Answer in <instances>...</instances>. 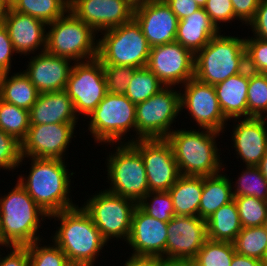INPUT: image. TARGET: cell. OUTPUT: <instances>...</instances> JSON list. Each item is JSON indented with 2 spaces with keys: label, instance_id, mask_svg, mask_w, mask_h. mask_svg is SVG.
<instances>
[{
  "label": "cell",
  "instance_id": "cell-36",
  "mask_svg": "<svg viewBox=\"0 0 267 266\" xmlns=\"http://www.w3.org/2000/svg\"><path fill=\"white\" fill-rule=\"evenodd\" d=\"M235 253L233 243L207 239L194 261L197 266H230Z\"/></svg>",
  "mask_w": 267,
  "mask_h": 266
},
{
  "label": "cell",
  "instance_id": "cell-31",
  "mask_svg": "<svg viewBox=\"0 0 267 266\" xmlns=\"http://www.w3.org/2000/svg\"><path fill=\"white\" fill-rule=\"evenodd\" d=\"M9 7L23 14H28L43 21L52 23L69 10L68 0H14Z\"/></svg>",
  "mask_w": 267,
  "mask_h": 266
},
{
  "label": "cell",
  "instance_id": "cell-30",
  "mask_svg": "<svg viewBox=\"0 0 267 266\" xmlns=\"http://www.w3.org/2000/svg\"><path fill=\"white\" fill-rule=\"evenodd\" d=\"M235 201L221 206L206 220L207 239L233 243L242 229Z\"/></svg>",
  "mask_w": 267,
  "mask_h": 266
},
{
  "label": "cell",
  "instance_id": "cell-42",
  "mask_svg": "<svg viewBox=\"0 0 267 266\" xmlns=\"http://www.w3.org/2000/svg\"><path fill=\"white\" fill-rule=\"evenodd\" d=\"M24 160L21 156V142L0 130V169L15 170Z\"/></svg>",
  "mask_w": 267,
  "mask_h": 266
},
{
  "label": "cell",
  "instance_id": "cell-51",
  "mask_svg": "<svg viewBox=\"0 0 267 266\" xmlns=\"http://www.w3.org/2000/svg\"><path fill=\"white\" fill-rule=\"evenodd\" d=\"M230 266H267V262L235 253Z\"/></svg>",
  "mask_w": 267,
  "mask_h": 266
},
{
  "label": "cell",
  "instance_id": "cell-39",
  "mask_svg": "<svg viewBox=\"0 0 267 266\" xmlns=\"http://www.w3.org/2000/svg\"><path fill=\"white\" fill-rule=\"evenodd\" d=\"M40 242L41 240L27 245L29 266H68L70 264L66 254L55 243L43 245Z\"/></svg>",
  "mask_w": 267,
  "mask_h": 266
},
{
  "label": "cell",
  "instance_id": "cell-9",
  "mask_svg": "<svg viewBox=\"0 0 267 266\" xmlns=\"http://www.w3.org/2000/svg\"><path fill=\"white\" fill-rule=\"evenodd\" d=\"M115 148L106 157L107 177L111 183L105 190L138 203L149 193L142 156L131 143H121Z\"/></svg>",
  "mask_w": 267,
  "mask_h": 266
},
{
  "label": "cell",
  "instance_id": "cell-5",
  "mask_svg": "<svg viewBox=\"0 0 267 266\" xmlns=\"http://www.w3.org/2000/svg\"><path fill=\"white\" fill-rule=\"evenodd\" d=\"M246 68L245 38L219 32L195 54L194 78L215 86Z\"/></svg>",
  "mask_w": 267,
  "mask_h": 266
},
{
  "label": "cell",
  "instance_id": "cell-48",
  "mask_svg": "<svg viewBox=\"0 0 267 266\" xmlns=\"http://www.w3.org/2000/svg\"><path fill=\"white\" fill-rule=\"evenodd\" d=\"M260 0H231L235 16L242 22L248 24L255 16Z\"/></svg>",
  "mask_w": 267,
  "mask_h": 266
},
{
  "label": "cell",
  "instance_id": "cell-25",
  "mask_svg": "<svg viewBox=\"0 0 267 266\" xmlns=\"http://www.w3.org/2000/svg\"><path fill=\"white\" fill-rule=\"evenodd\" d=\"M250 70L245 69L214 86L223 115L230 121L234 118H247V94Z\"/></svg>",
  "mask_w": 267,
  "mask_h": 266
},
{
  "label": "cell",
  "instance_id": "cell-47",
  "mask_svg": "<svg viewBox=\"0 0 267 266\" xmlns=\"http://www.w3.org/2000/svg\"><path fill=\"white\" fill-rule=\"evenodd\" d=\"M10 252L3 256L0 252V266H29L27 246H9ZM3 256V257H2Z\"/></svg>",
  "mask_w": 267,
  "mask_h": 266
},
{
  "label": "cell",
  "instance_id": "cell-53",
  "mask_svg": "<svg viewBox=\"0 0 267 266\" xmlns=\"http://www.w3.org/2000/svg\"><path fill=\"white\" fill-rule=\"evenodd\" d=\"M9 5L5 0H0V27L4 25L5 15Z\"/></svg>",
  "mask_w": 267,
  "mask_h": 266
},
{
  "label": "cell",
  "instance_id": "cell-38",
  "mask_svg": "<svg viewBox=\"0 0 267 266\" xmlns=\"http://www.w3.org/2000/svg\"><path fill=\"white\" fill-rule=\"evenodd\" d=\"M138 206L149 216L163 222H169L175 216L173 200L168 191L149 192L138 202Z\"/></svg>",
  "mask_w": 267,
  "mask_h": 266
},
{
  "label": "cell",
  "instance_id": "cell-21",
  "mask_svg": "<svg viewBox=\"0 0 267 266\" xmlns=\"http://www.w3.org/2000/svg\"><path fill=\"white\" fill-rule=\"evenodd\" d=\"M31 57L28 68L23 72L39 93L65 90L72 69V60L39 50Z\"/></svg>",
  "mask_w": 267,
  "mask_h": 266
},
{
  "label": "cell",
  "instance_id": "cell-32",
  "mask_svg": "<svg viewBox=\"0 0 267 266\" xmlns=\"http://www.w3.org/2000/svg\"><path fill=\"white\" fill-rule=\"evenodd\" d=\"M233 244L236 253L267 262V233L262 226L242 228Z\"/></svg>",
  "mask_w": 267,
  "mask_h": 266
},
{
  "label": "cell",
  "instance_id": "cell-18",
  "mask_svg": "<svg viewBox=\"0 0 267 266\" xmlns=\"http://www.w3.org/2000/svg\"><path fill=\"white\" fill-rule=\"evenodd\" d=\"M69 10L97 33L134 18V9L126 0H70Z\"/></svg>",
  "mask_w": 267,
  "mask_h": 266
},
{
  "label": "cell",
  "instance_id": "cell-11",
  "mask_svg": "<svg viewBox=\"0 0 267 266\" xmlns=\"http://www.w3.org/2000/svg\"><path fill=\"white\" fill-rule=\"evenodd\" d=\"M137 205L138 203L132 199L101 190L89 197L82 207L109 243L113 238L127 241Z\"/></svg>",
  "mask_w": 267,
  "mask_h": 266
},
{
  "label": "cell",
  "instance_id": "cell-44",
  "mask_svg": "<svg viewBox=\"0 0 267 266\" xmlns=\"http://www.w3.org/2000/svg\"><path fill=\"white\" fill-rule=\"evenodd\" d=\"M203 9L220 30V23H230L234 19L239 21L234 14L231 0H207Z\"/></svg>",
  "mask_w": 267,
  "mask_h": 266
},
{
  "label": "cell",
  "instance_id": "cell-20",
  "mask_svg": "<svg viewBox=\"0 0 267 266\" xmlns=\"http://www.w3.org/2000/svg\"><path fill=\"white\" fill-rule=\"evenodd\" d=\"M134 19L150 47L175 41L179 19L164 0H151L134 9Z\"/></svg>",
  "mask_w": 267,
  "mask_h": 266
},
{
  "label": "cell",
  "instance_id": "cell-3",
  "mask_svg": "<svg viewBox=\"0 0 267 266\" xmlns=\"http://www.w3.org/2000/svg\"><path fill=\"white\" fill-rule=\"evenodd\" d=\"M45 217L49 215L17 182L10 192L0 197V241L8 249L43 240L39 228Z\"/></svg>",
  "mask_w": 267,
  "mask_h": 266
},
{
  "label": "cell",
  "instance_id": "cell-54",
  "mask_svg": "<svg viewBox=\"0 0 267 266\" xmlns=\"http://www.w3.org/2000/svg\"><path fill=\"white\" fill-rule=\"evenodd\" d=\"M257 167L267 181V152L265 153L264 157L261 159Z\"/></svg>",
  "mask_w": 267,
  "mask_h": 266
},
{
  "label": "cell",
  "instance_id": "cell-16",
  "mask_svg": "<svg viewBox=\"0 0 267 266\" xmlns=\"http://www.w3.org/2000/svg\"><path fill=\"white\" fill-rule=\"evenodd\" d=\"M76 125L77 123L30 124L26 137L21 141V156L63 160Z\"/></svg>",
  "mask_w": 267,
  "mask_h": 266
},
{
  "label": "cell",
  "instance_id": "cell-52",
  "mask_svg": "<svg viewBox=\"0 0 267 266\" xmlns=\"http://www.w3.org/2000/svg\"><path fill=\"white\" fill-rule=\"evenodd\" d=\"M164 266H197L194 260L164 259Z\"/></svg>",
  "mask_w": 267,
  "mask_h": 266
},
{
  "label": "cell",
  "instance_id": "cell-46",
  "mask_svg": "<svg viewBox=\"0 0 267 266\" xmlns=\"http://www.w3.org/2000/svg\"><path fill=\"white\" fill-rule=\"evenodd\" d=\"M253 36L267 40V0H260L254 18L247 24Z\"/></svg>",
  "mask_w": 267,
  "mask_h": 266
},
{
  "label": "cell",
  "instance_id": "cell-8",
  "mask_svg": "<svg viewBox=\"0 0 267 266\" xmlns=\"http://www.w3.org/2000/svg\"><path fill=\"white\" fill-rule=\"evenodd\" d=\"M87 118L88 130L97 144L111 143L114 147L117 142L126 143L123 139L127 132L136 134V104L125 95L107 93Z\"/></svg>",
  "mask_w": 267,
  "mask_h": 266
},
{
  "label": "cell",
  "instance_id": "cell-1",
  "mask_svg": "<svg viewBox=\"0 0 267 266\" xmlns=\"http://www.w3.org/2000/svg\"><path fill=\"white\" fill-rule=\"evenodd\" d=\"M52 218L60 221V226L51 236L52 242L66 254L69 262L94 266L108 242L84 208L77 205L49 215L48 219Z\"/></svg>",
  "mask_w": 267,
  "mask_h": 266
},
{
  "label": "cell",
  "instance_id": "cell-34",
  "mask_svg": "<svg viewBox=\"0 0 267 266\" xmlns=\"http://www.w3.org/2000/svg\"><path fill=\"white\" fill-rule=\"evenodd\" d=\"M163 87L164 85L151 70L147 67L138 68L133 74L125 96L137 104L149 99Z\"/></svg>",
  "mask_w": 267,
  "mask_h": 266
},
{
  "label": "cell",
  "instance_id": "cell-17",
  "mask_svg": "<svg viewBox=\"0 0 267 266\" xmlns=\"http://www.w3.org/2000/svg\"><path fill=\"white\" fill-rule=\"evenodd\" d=\"M166 259L194 260L207 240L206 221L198 216H174L167 227Z\"/></svg>",
  "mask_w": 267,
  "mask_h": 266
},
{
  "label": "cell",
  "instance_id": "cell-23",
  "mask_svg": "<svg viewBox=\"0 0 267 266\" xmlns=\"http://www.w3.org/2000/svg\"><path fill=\"white\" fill-rule=\"evenodd\" d=\"M267 118H237L233 126L232 141L237 158H241L245 166H257L267 152ZM240 120V121H239Z\"/></svg>",
  "mask_w": 267,
  "mask_h": 266
},
{
  "label": "cell",
  "instance_id": "cell-57",
  "mask_svg": "<svg viewBox=\"0 0 267 266\" xmlns=\"http://www.w3.org/2000/svg\"><path fill=\"white\" fill-rule=\"evenodd\" d=\"M262 227H263L264 231L267 233V215H266V218L263 221Z\"/></svg>",
  "mask_w": 267,
  "mask_h": 266
},
{
  "label": "cell",
  "instance_id": "cell-58",
  "mask_svg": "<svg viewBox=\"0 0 267 266\" xmlns=\"http://www.w3.org/2000/svg\"><path fill=\"white\" fill-rule=\"evenodd\" d=\"M68 266H88V265H84V264H69Z\"/></svg>",
  "mask_w": 267,
  "mask_h": 266
},
{
  "label": "cell",
  "instance_id": "cell-2",
  "mask_svg": "<svg viewBox=\"0 0 267 266\" xmlns=\"http://www.w3.org/2000/svg\"><path fill=\"white\" fill-rule=\"evenodd\" d=\"M29 175H19L18 183L48 215L76 207L69 198V173L62 159L32 158ZM70 175V176H69ZM25 176V177H24Z\"/></svg>",
  "mask_w": 267,
  "mask_h": 266
},
{
  "label": "cell",
  "instance_id": "cell-43",
  "mask_svg": "<svg viewBox=\"0 0 267 266\" xmlns=\"http://www.w3.org/2000/svg\"><path fill=\"white\" fill-rule=\"evenodd\" d=\"M247 69L263 73L267 70V40L248 37L245 38Z\"/></svg>",
  "mask_w": 267,
  "mask_h": 266
},
{
  "label": "cell",
  "instance_id": "cell-45",
  "mask_svg": "<svg viewBox=\"0 0 267 266\" xmlns=\"http://www.w3.org/2000/svg\"><path fill=\"white\" fill-rule=\"evenodd\" d=\"M12 41L8 35L6 27H0V74L9 73L13 55L15 54Z\"/></svg>",
  "mask_w": 267,
  "mask_h": 266
},
{
  "label": "cell",
  "instance_id": "cell-14",
  "mask_svg": "<svg viewBox=\"0 0 267 266\" xmlns=\"http://www.w3.org/2000/svg\"><path fill=\"white\" fill-rule=\"evenodd\" d=\"M195 55L177 41L151 47L146 67L164 86L184 85L194 78Z\"/></svg>",
  "mask_w": 267,
  "mask_h": 266
},
{
  "label": "cell",
  "instance_id": "cell-29",
  "mask_svg": "<svg viewBox=\"0 0 267 266\" xmlns=\"http://www.w3.org/2000/svg\"><path fill=\"white\" fill-rule=\"evenodd\" d=\"M0 74V99L30 111L39 92L24 72Z\"/></svg>",
  "mask_w": 267,
  "mask_h": 266
},
{
  "label": "cell",
  "instance_id": "cell-12",
  "mask_svg": "<svg viewBox=\"0 0 267 266\" xmlns=\"http://www.w3.org/2000/svg\"><path fill=\"white\" fill-rule=\"evenodd\" d=\"M65 87L77 116H89L107 94L106 79L101 61L96 57L72 63Z\"/></svg>",
  "mask_w": 267,
  "mask_h": 266
},
{
  "label": "cell",
  "instance_id": "cell-28",
  "mask_svg": "<svg viewBox=\"0 0 267 266\" xmlns=\"http://www.w3.org/2000/svg\"><path fill=\"white\" fill-rule=\"evenodd\" d=\"M231 179L224 174L206 176L198 208V217L205 221L221 206L234 200Z\"/></svg>",
  "mask_w": 267,
  "mask_h": 266
},
{
  "label": "cell",
  "instance_id": "cell-49",
  "mask_svg": "<svg viewBox=\"0 0 267 266\" xmlns=\"http://www.w3.org/2000/svg\"><path fill=\"white\" fill-rule=\"evenodd\" d=\"M165 3L170 7L172 12L182 20L195 11L199 10L200 7L194 0H164Z\"/></svg>",
  "mask_w": 267,
  "mask_h": 266
},
{
  "label": "cell",
  "instance_id": "cell-37",
  "mask_svg": "<svg viewBox=\"0 0 267 266\" xmlns=\"http://www.w3.org/2000/svg\"><path fill=\"white\" fill-rule=\"evenodd\" d=\"M249 117L267 118V79L263 73L250 71L247 94V118Z\"/></svg>",
  "mask_w": 267,
  "mask_h": 266
},
{
  "label": "cell",
  "instance_id": "cell-59",
  "mask_svg": "<svg viewBox=\"0 0 267 266\" xmlns=\"http://www.w3.org/2000/svg\"><path fill=\"white\" fill-rule=\"evenodd\" d=\"M8 5H10L14 0H5Z\"/></svg>",
  "mask_w": 267,
  "mask_h": 266
},
{
  "label": "cell",
  "instance_id": "cell-4",
  "mask_svg": "<svg viewBox=\"0 0 267 266\" xmlns=\"http://www.w3.org/2000/svg\"><path fill=\"white\" fill-rule=\"evenodd\" d=\"M197 130L176 129L165 138L172 147L180 175L206 177L221 173L224 164L216 143L221 132Z\"/></svg>",
  "mask_w": 267,
  "mask_h": 266
},
{
  "label": "cell",
  "instance_id": "cell-60",
  "mask_svg": "<svg viewBox=\"0 0 267 266\" xmlns=\"http://www.w3.org/2000/svg\"><path fill=\"white\" fill-rule=\"evenodd\" d=\"M263 74L265 75L266 79H267V70L263 72Z\"/></svg>",
  "mask_w": 267,
  "mask_h": 266
},
{
  "label": "cell",
  "instance_id": "cell-50",
  "mask_svg": "<svg viewBox=\"0 0 267 266\" xmlns=\"http://www.w3.org/2000/svg\"><path fill=\"white\" fill-rule=\"evenodd\" d=\"M123 266H164V259L160 257L129 256Z\"/></svg>",
  "mask_w": 267,
  "mask_h": 266
},
{
  "label": "cell",
  "instance_id": "cell-24",
  "mask_svg": "<svg viewBox=\"0 0 267 266\" xmlns=\"http://www.w3.org/2000/svg\"><path fill=\"white\" fill-rule=\"evenodd\" d=\"M30 124L78 123L73 102L63 91L40 93L29 111Z\"/></svg>",
  "mask_w": 267,
  "mask_h": 266
},
{
  "label": "cell",
  "instance_id": "cell-13",
  "mask_svg": "<svg viewBox=\"0 0 267 266\" xmlns=\"http://www.w3.org/2000/svg\"><path fill=\"white\" fill-rule=\"evenodd\" d=\"M145 166L149 192L169 191L180 172L171 145L166 139H139L131 142Z\"/></svg>",
  "mask_w": 267,
  "mask_h": 266
},
{
  "label": "cell",
  "instance_id": "cell-27",
  "mask_svg": "<svg viewBox=\"0 0 267 266\" xmlns=\"http://www.w3.org/2000/svg\"><path fill=\"white\" fill-rule=\"evenodd\" d=\"M204 176L180 175L169 189L176 216H198Z\"/></svg>",
  "mask_w": 267,
  "mask_h": 266
},
{
  "label": "cell",
  "instance_id": "cell-35",
  "mask_svg": "<svg viewBox=\"0 0 267 266\" xmlns=\"http://www.w3.org/2000/svg\"><path fill=\"white\" fill-rule=\"evenodd\" d=\"M236 184L232 187L233 196H250L267 201V181L257 166H245Z\"/></svg>",
  "mask_w": 267,
  "mask_h": 266
},
{
  "label": "cell",
  "instance_id": "cell-40",
  "mask_svg": "<svg viewBox=\"0 0 267 266\" xmlns=\"http://www.w3.org/2000/svg\"><path fill=\"white\" fill-rule=\"evenodd\" d=\"M243 228L262 226L267 215V201L250 197H234Z\"/></svg>",
  "mask_w": 267,
  "mask_h": 266
},
{
  "label": "cell",
  "instance_id": "cell-19",
  "mask_svg": "<svg viewBox=\"0 0 267 266\" xmlns=\"http://www.w3.org/2000/svg\"><path fill=\"white\" fill-rule=\"evenodd\" d=\"M167 227L168 222L149 216L137 205L126 241L133 249L131 255L166 259Z\"/></svg>",
  "mask_w": 267,
  "mask_h": 266
},
{
  "label": "cell",
  "instance_id": "cell-26",
  "mask_svg": "<svg viewBox=\"0 0 267 266\" xmlns=\"http://www.w3.org/2000/svg\"><path fill=\"white\" fill-rule=\"evenodd\" d=\"M221 32L211 21L203 8L179 20L175 41L194 55L203 49L210 40Z\"/></svg>",
  "mask_w": 267,
  "mask_h": 266
},
{
  "label": "cell",
  "instance_id": "cell-55",
  "mask_svg": "<svg viewBox=\"0 0 267 266\" xmlns=\"http://www.w3.org/2000/svg\"><path fill=\"white\" fill-rule=\"evenodd\" d=\"M151 0H126V2L133 8L136 9L140 6L147 4Z\"/></svg>",
  "mask_w": 267,
  "mask_h": 266
},
{
  "label": "cell",
  "instance_id": "cell-61",
  "mask_svg": "<svg viewBox=\"0 0 267 266\" xmlns=\"http://www.w3.org/2000/svg\"><path fill=\"white\" fill-rule=\"evenodd\" d=\"M0 246H2V248L4 247V245L2 244V242L0 241ZM1 248V247H0ZM1 251V250H0Z\"/></svg>",
  "mask_w": 267,
  "mask_h": 266
},
{
  "label": "cell",
  "instance_id": "cell-6",
  "mask_svg": "<svg viewBox=\"0 0 267 266\" xmlns=\"http://www.w3.org/2000/svg\"><path fill=\"white\" fill-rule=\"evenodd\" d=\"M46 52L74 62L88 61L98 55V33L70 10L47 24ZM97 34V37H96Z\"/></svg>",
  "mask_w": 267,
  "mask_h": 266
},
{
  "label": "cell",
  "instance_id": "cell-33",
  "mask_svg": "<svg viewBox=\"0 0 267 266\" xmlns=\"http://www.w3.org/2000/svg\"><path fill=\"white\" fill-rule=\"evenodd\" d=\"M30 127L29 111L0 99V130L21 142Z\"/></svg>",
  "mask_w": 267,
  "mask_h": 266
},
{
  "label": "cell",
  "instance_id": "cell-15",
  "mask_svg": "<svg viewBox=\"0 0 267 266\" xmlns=\"http://www.w3.org/2000/svg\"><path fill=\"white\" fill-rule=\"evenodd\" d=\"M182 86L181 110H188L189 116L196 121L198 127L224 133L228 120L223 115L214 86L195 78Z\"/></svg>",
  "mask_w": 267,
  "mask_h": 266
},
{
  "label": "cell",
  "instance_id": "cell-10",
  "mask_svg": "<svg viewBox=\"0 0 267 266\" xmlns=\"http://www.w3.org/2000/svg\"><path fill=\"white\" fill-rule=\"evenodd\" d=\"M164 86L149 99L136 104V136L139 139H165L174 129L170 127L181 112L180 92Z\"/></svg>",
  "mask_w": 267,
  "mask_h": 266
},
{
  "label": "cell",
  "instance_id": "cell-7",
  "mask_svg": "<svg viewBox=\"0 0 267 266\" xmlns=\"http://www.w3.org/2000/svg\"><path fill=\"white\" fill-rule=\"evenodd\" d=\"M101 33L97 58L102 64L146 67L151 47L134 18Z\"/></svg>",
  "mask_w": 267,
  "mask_h": 266
},
{
  "label": "cell",
  "instance_id": "cell-22",
  "mask_svg": "<svg viewBox=\"0 0 267 266\" xmlns=\"http://www.w3.org/2000/svg\"><path fill=\"white\" fill-rule=\"evenodd\" d=\"M4 26L16 53L27 56L46 50L47 24L43 21L8 7Z\"/></svg>",
  "mask_w": 267,
  "mask_h": 266
},
{
  "label": "cell",
  "instance_id": "cell-56",
  "mask_svg": "<svg viewBox=\"0 0 267 266\" xmlns=\"http://www.w3.org/2000/svg\"><path fill=\"white\" fill-rule=\"evenodd\" d=\"M200 8H203L207 0H194Z\"/></svg>",
  "mask_w": 267,
  "mask_h": 266
},
{
  "label": "cell",
  "instance_id": "cell-41",
  "mask_svg": "<svg viewBox=\"0 0 267 266\" xmlns=\"http://www.w3.org/2000/svg\"><path fill=\"white\" fill-rule=\"evenodd\" d=\"M106 79L107 93L125 95L127 87L138 68L102 64Z\"/></svg>",
  "mask_w": 267,
  "mask_h": 266
}]
</instances>
